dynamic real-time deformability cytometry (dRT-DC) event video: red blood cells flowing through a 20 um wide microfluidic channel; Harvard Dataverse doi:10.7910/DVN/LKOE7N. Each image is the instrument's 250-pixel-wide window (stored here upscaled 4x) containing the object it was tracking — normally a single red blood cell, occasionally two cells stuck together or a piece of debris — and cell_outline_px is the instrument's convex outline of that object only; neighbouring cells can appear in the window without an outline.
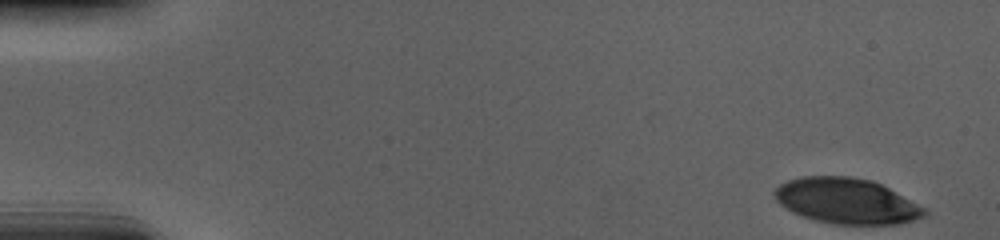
{"species": "human", "species_latin": "Homo sapiens", "temperature_condition": "cold", "stored_images_in_passage": 54, "camera_frame_rate_fps": 3000, "um_per_image_px": 0.085, "donor": {"sex": "male"}, "frame": {"image": 1, "passage_image": 1, "time_ms": 0.0, "image_size_px": [1000, 240], "cell_outline_px": [[928, 212], [924, 216], [912, 220], [896, 224], [832, 224], [816, 220], [792, 212], [780, 204], [776, 200], [772, 192], [780, 184], [788, 180], [800, 176], [848, 176], [872, 180], [888, 188], [924, 208]], "centroid_in_image_um": [71.9, 17.07], "position_along_channel_um": 13.1, "area_um2": 39.42}}
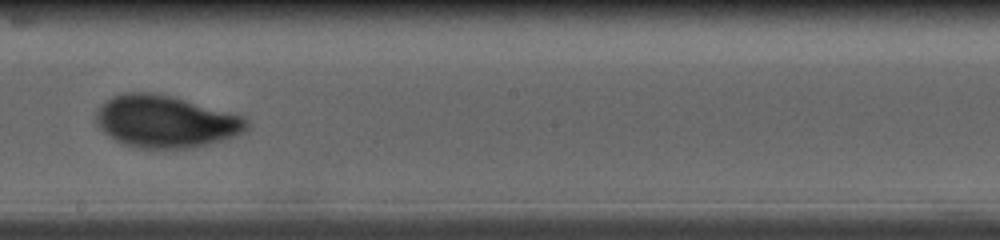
{"frame": {"image": 2, "passage_image": 31, "time_ms": 10.0, "image_size_px": [1000, 240], "cell_outline_px": [[248, 128], [244, 132], [208, 144], [188, 148], [140, 148], [124, 144], [116, 140], [104, 132], [96, 124], [96, 112], [100, 104], [112, 96], [124, 92], [148, 92], [172, 96], [244, 116], [248, 120]], "centroid_in_image_um": [14.05, 10.31], "position_along_channel_um": 234.2, "area_um2": 45.6}}
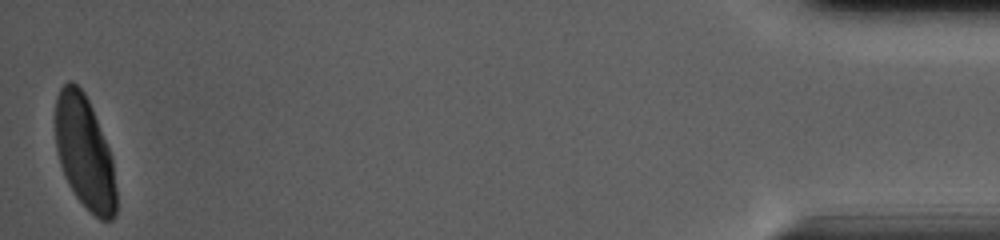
{"frame": {"image": 3, "passage_image": 54, "time_ms": 17.667, "image_size_px": [1000, 240], "cell_outline_px": [[116, 212], [112, 220], [100, 220], [76, 196], [68, 184], [64, 176], [60, 164], [56, 148], [56, 96], [60, 88], [68, 80], [72, 80], [84, 92], [92, 108], [108, 148], [112, 160], [116, 188]], "centroid_in_image_um": [7.18, 12.96], "position_along_channel_um": 428.0, "area_um2": 39.65}, "authors_computed_cell_mechanics": {"area_um2": 42.4541, "velocity_mm_per_s": 3.6696, "shape_relaxation_time_tau1_ms": 4.1859, "shape_relaxation_time_tau2_ms": 1.0192, "deformation_change_tau1": 0.1813, "deformation_change_tau2": 0.0504}}